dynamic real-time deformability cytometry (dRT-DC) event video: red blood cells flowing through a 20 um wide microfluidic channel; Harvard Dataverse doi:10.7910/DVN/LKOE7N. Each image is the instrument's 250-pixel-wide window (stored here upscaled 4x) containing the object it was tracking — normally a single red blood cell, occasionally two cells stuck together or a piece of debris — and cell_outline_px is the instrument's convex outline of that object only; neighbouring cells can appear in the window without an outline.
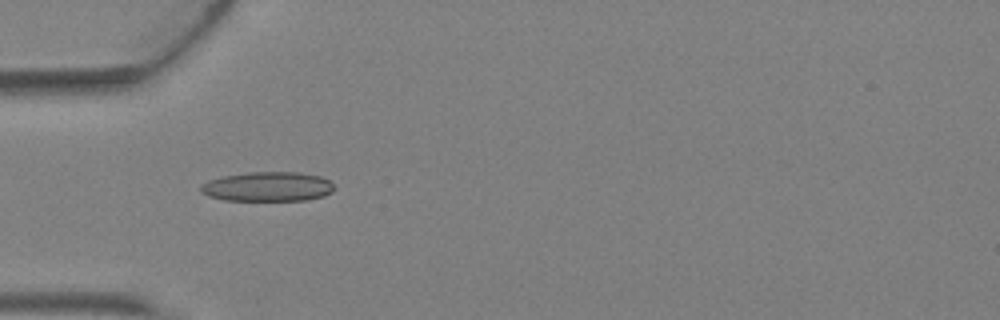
{"species": "Egyptian fruit bat (a non-hibernating species)", "species_latin": "Rousettus aegyptiacus", "temperature_condition": "warm", "stored_images_in_passage": 3, "camera_frame_rate_fps": 3000, "um_per_image_px": 0.085, "animal": {"sex": "female"}, "frame": {"image": 1, "passage_image": 3, "time_ms": 0.667, "image_size_px": [1000, 320], "cell_outline_px": [[336, 188], [332, 192], [324, 196], [308, 200], [224, 200], [208, 196], [200, 192], [200, 184], [208, 180], [224, 176], [248, 172], [296, 172], [320, 176], [328, 180]], "centroid_in_image_um": [22.74, 15.86], "position_along_channel_um": 62.3, "area_um2": 23.06}}